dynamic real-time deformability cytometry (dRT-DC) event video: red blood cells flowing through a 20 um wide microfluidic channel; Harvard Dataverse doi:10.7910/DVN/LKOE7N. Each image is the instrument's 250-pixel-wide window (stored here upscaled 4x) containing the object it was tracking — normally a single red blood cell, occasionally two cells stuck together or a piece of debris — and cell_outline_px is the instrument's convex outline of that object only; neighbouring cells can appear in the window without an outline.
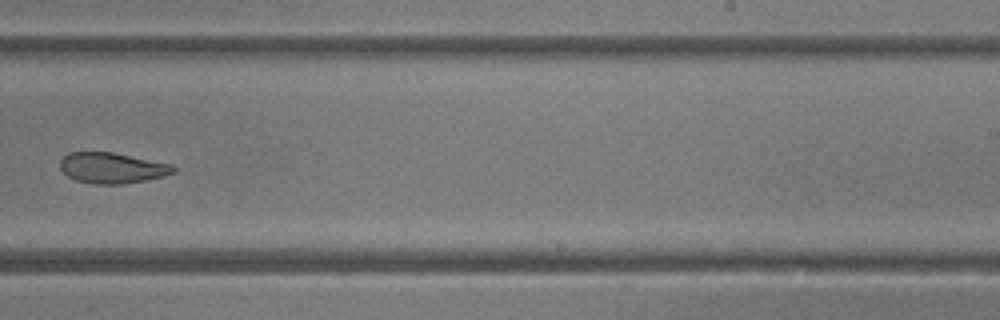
{"species": "common noctule bat (a hibernating species)", "species_latin": "Nyctalus noctula", "temperature_condition": "room temperature", "stored_images_in_passage": 28, "camera_frame_rate_fps": 3000, "um_per_image_px": 0.085, "animal": {"sex": "female"}, "frame": {"image": 1, "passage_image": 16, "time_ms": 5.0, "image_size_px": [1000, 320], "cell_outline_px": [[176, 172], [164, 176], [148, 180], [120, 184], [92, 184], [76, 180], [68, 176], [60, 168], [60, 160], [68, 152], [112, 152], [172, 164], [176, 168]], "centroid_in_image_um": [9.54, 14.28], "position_along_channel_um": 279.5, "area_um2": 20.35}}